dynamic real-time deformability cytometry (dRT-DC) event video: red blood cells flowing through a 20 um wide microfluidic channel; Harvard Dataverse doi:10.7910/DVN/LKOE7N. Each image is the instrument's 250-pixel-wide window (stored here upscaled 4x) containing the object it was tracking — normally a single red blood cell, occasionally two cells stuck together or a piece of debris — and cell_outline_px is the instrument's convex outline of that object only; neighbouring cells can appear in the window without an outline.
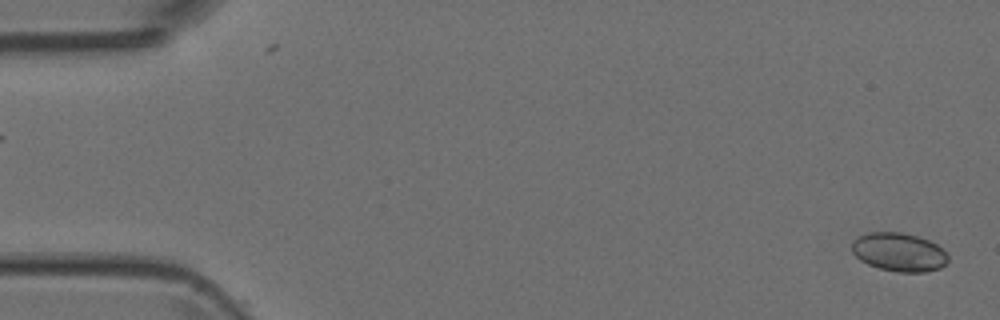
{"species": "Egyptian fruit bat (a non-hibernating species)", "species_latin": "Rousettus aegyptiacus", "temperature_condition": "room temperature", "stored_images_in_passage": 28, "camera_frame_rate_fps": 3000, "um_per_image_px": 0.085, "animal": {"sex": "female"}, "frame": {"image": 1, "passage_image": 1, "time_ms": 0.0, "image_size_px": [1000, 320], "cell_outline_px": [[948, 260], [940, 268], [924, 272], [896, 272], [880, 268], [868, 264], [860, 260], [852, 252], [852, 240], [868, 232], [900, 232], [920, 236], [936, 244], [948, 252]], "centroid_in_image_um": [76.42, 21.42], "position_along_channel_um": 8.6, "area_um2": 21.73}}
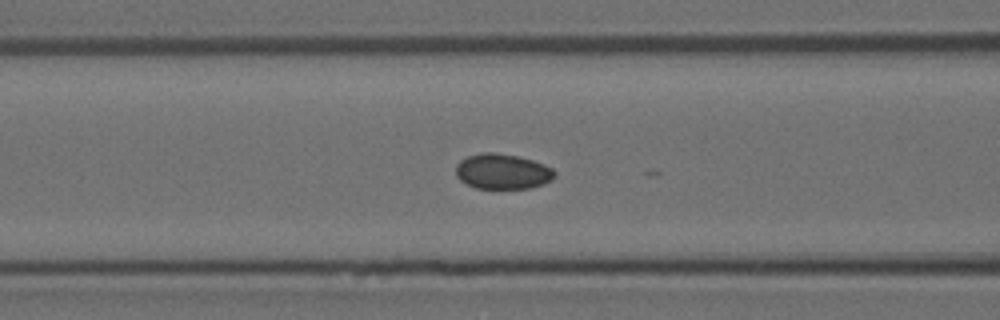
{"frame": {"image": 2, "passage_image": 20, "time_ms": 6.333, "image_size_px": [1000, 320], "cell_outline_px": [[556, 176], [552, 180], [544, 184], [528, 188], [476, 188], [460, 180], [456, 176], [456, 164], [460, 160], [468, 156], [484, 152], [496, 152], [516, 156], [532, 160], [544, 164], [552, 168], [556, 172]], "centroid_in_image_um": [42.72, 14.57], "position_along_channel_um": 123.9, "area_um2": 20.35}}
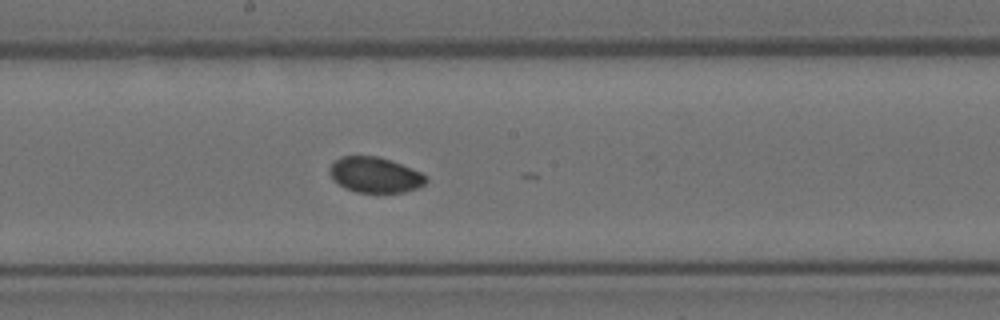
{"frame": {"image": 3, "passage_image": 27, "time_ms": 8.667, "image_size_px": [1000, 320], "cell_outline_px": [[428, 180], [424, 184], [416, 188], [404, 192], [356, 192], [344, 188], [332, 180], [328, 172], [328, 168], [340, 156], [376, 156], [400, 164], [420, 172], [428, 176]], "centroid_in_image_um": [31.83, 14.87], "position_along_channel_um": 216.4, "area_um2": 19.88}}